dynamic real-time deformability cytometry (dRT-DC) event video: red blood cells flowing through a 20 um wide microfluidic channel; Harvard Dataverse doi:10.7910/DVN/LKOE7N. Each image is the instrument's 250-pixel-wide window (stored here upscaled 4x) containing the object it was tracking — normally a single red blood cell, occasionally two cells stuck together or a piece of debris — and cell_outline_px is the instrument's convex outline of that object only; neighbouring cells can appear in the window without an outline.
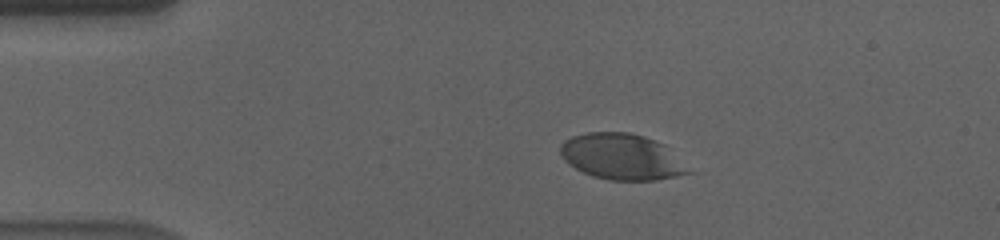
{"species": "human", "species_latin": "Homo sapiens", "temperature_condition": "cold", "stored_images_in_passage": 53, "camera_frame_rate_fps": 3000, "um_per_image_px": 0.085, "donor": {"sex": "male"}, "frame": {"image": 1, "passage_image": 7, "time_ms": 2.0, "image_size_px": [1000, 240], "cell_outline_px": [[696, 172], [656, 180], [608, 180], [592, 176], [568, 164], [564, 160], [560, 152], [560, 144], [564, 140], [572, 136], [588, 132], [628, 132], [644, 136], [664, 144]], "centroid_in_image_um": [52.88, 13.33], "position_along_channel_um": 32.1, "area_um2": 34.56}}
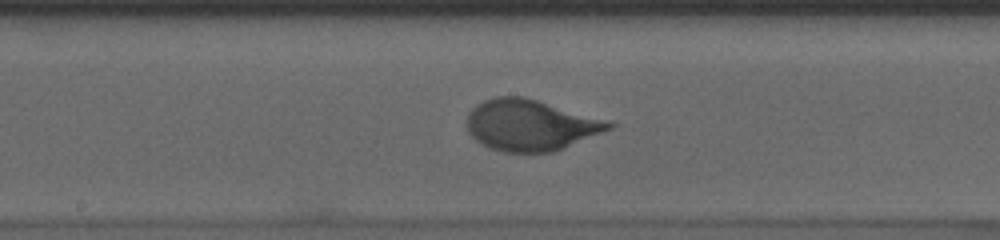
{"frame": {"image": 2, "passage_image": 26, "time_ms": 8.333, "image_size_px": [1000, 240], "cell_outline_px": [[616, 124], [612, 128], [552, 152], [504, 152], [488, 148], [476, 140], [468, 132], [468, 112], [476, 104], [484, 100], [496, 96], [524, 96], [608, 120]], "centroid_in_image_um": [45.06, 10.62], "position_along_channel_um": 203.1, "area_um2": 42.08}}
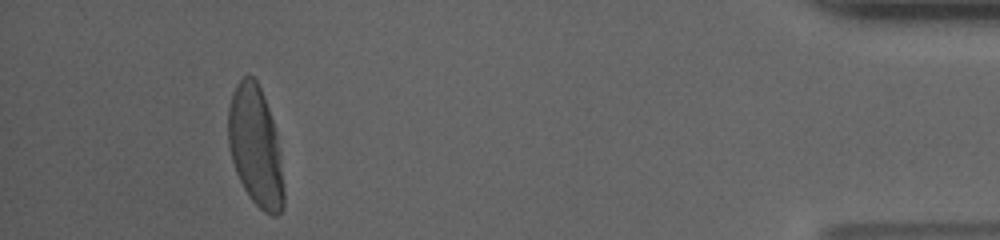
{"frame": {"image": 3, "passage_image": 49, "time_ms": 16.0, "image_size_px": [1000, 240], "cell_outline_px": [[284, 208], [276, 216], [272, 216], [264, 212], [252, 200], [244, 188], [236, 172], [232, 160], [228, 144], [228, 108], [232, 92], [236, 84], [244, 76], [252, 76], [256, 80], [264, 96], [276, 132], [280, 152], [284, 188]], "centroid_in_image_um": [21.72, 12.46], "position_along_channel_um": 413.5, "area_um2": 38.84}, "authors_computed_cell_mechanics": {"area_um2": 39.9398, "velocity_mm_per_s": 3.5443, "shape_relaxation_time_tau1_ms": 3.2035, "shape_relaxation_time_tau2_ms": null, "deformation_change_tau1": 0.1737, "deformation_change_tau2": null}}